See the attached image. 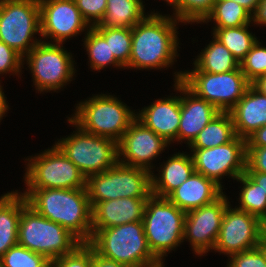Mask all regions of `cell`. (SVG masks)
Listing matches in <instances>:
<instances>
[{
    "mask_svg": "<svg viewBox=\"0 0 266 267\" xmlns=\"http://www.w3.org/2000/svg\"><path fill=\"white\" fill-rule=\"evenodd\" d=\"M179 22L182 23L174 16L153 11L134 25L131 55L126 69L158 70L172 66L179 56L177 55Z\"/></svg>",
    "mask_w": 266,
    "mask_h": 267,
    "instance_id": "1",
    "label": "cell"
},
{
    "mask_svg": "<svg viewBox=\"0 0 266 267\" xmlns=\"http://www.w3.org/2000/svg\"><path fill=\"white\" fill-rule=\"evenodd\" d=\"M21 194L35 212L60 224L81 243L92 239V207L86 188L26 189Z\"/></svg>",
    "mask_w": 266,
    "mask_h": 267,
    "instance_id": "2",
    "label": "cell"
},
{
    "mask_svg": "<svg viewBox=\"0 0 266 267\" xmlns=\"http://www.w3.org/2000/svg\"><path fill=\"white\" fill-rule=\"evenodd\" d=\"M89 244L101 256L131 267H159L150 251L142 221L92 230Z\"/></svg>",
    "mask_w": 266,
    "mask_h": 267,
    "instance_id": "3",
    "label": "cell"
},
{
    "mask_svg": "<svg viewBox=\"0 0 266 267\" xmlns=\"http://www.w3.org/2000/svg\"><path fill=\"white\" fill-rule=\"evenodd\" d=\"M115 95L97 94L76 104L69 119L83 131L115 140H121L136 113Z\"/></svg>",
    "mask_w": 266,
    "mask_h": 267,
    "instance_id": "4",
    "label": "cell"
},
{
    "mask_svg": "<svg viewBox=\"0 0 266 267\" xmlns=\"http://www.w3.org/2000/svg\"><path fill=\"white\" fill-rule=\"evenodd\" d=\"M185 216L168 198L151 195L146 202L142 222L147 244L162 264L167 253L184 241Z\"/></svg>",
    "mask_w": 266,
    "mask_h": 267,
    "instance_id": "5",
    "label": "cell"
},
{
    "mask_svg": "<svg viewBox=\"0 0 266 267\" xmlns=\"http://www.w3.org/2000/svg\"><path fill=\"white\" fill-rule=\"evenodd\" d=\"M149 170L117 162L108 170L91 175L86 189L91 207L97 202L119 198H149L152 182Z\"/></svg>",
    "mask_w": 266,
    "mask_h": 267,
    "instance_id": "6",
    "label": "cell"
},
{
    "mask_svg": "<svg viewBox=\"0 0 266 267\" xmlns=\"http://www.w3.org/2000/svg\"><path fill=\"white\" fill-rule=\"evenodd\" d=\"M18 244L50 261L71 253L81 242L60 224L26 206L20 215Z\"/></svg>",
    "mask_w": 266,
    "mask_h": 267,
    "instance_id": "7",
    "label": "cell"
},
{
    "mask_svg": "<svg viewBox=\"0 0 266 267\" xmlns=\"http://www.w3.org/2000/svg\"><path fill=\"white\" fill-rule=\"evenodd\" d=\"M174 74V82L181 81L197 97L211 103L220 112H230L251 84L240 67L221 74L190 70Z\"/></svg>",
    "mask_w": 266,
    "mask_h": 267,
    "instance_id": "8",
    "label": "cell"
},
{
    "mask_svg": "<svg viewBox=\"0 0 266 267\" xmlns=\"http://www.w3.org/2000/svg\"><path fill=\"white\" fill-rule=\"evenodd\" d=\"M27 189L86 188L87 178L54 144L40 154L26 158Z\"/></svg>",
    "mask_w": 266,
    "mask_h": 267,
    "instance_id": "9",
    "label": "cell"
},
{
    "mask_svg": "<svg viewBox=\"0 0 266 267\" xmlns=\"http://www.w3.org/2000/svg\"><path fill=\"white\" fill-rule=\"evenodd\" d=\"M68 122L76 131L59 139L55 145L86 178L104 172L118 162V143L115 140L87 133L69 118Z\"/></svg>",
    "mask_w": 266,
    "mask_h": 267,
    "instance_id": "10",
    "label": "cell"
},
{
    "mask_svg": "<svg viewBox=\"0 0 266 267\" xmlns=\"http://www.w3.org/2000/svg\"><path fill=\"white\" fill-rule=\"evenodd\" d=\"M73 56L63 44L41 41L23 57L29 67L33 84L40 93L57 92L68 85L76 73Z\"/></svg>",
    "mask_w": 266,
    "mask_h": 267,
    "instance_id": "11",
    "label": "cell"
},
{
    "mask_svg": "<svg viewBox=\"0 0 266 267\" xmlns=\"http://www.w3.org/2000/svg\"><path fill=\"white\" fill-rule=\"evenodd\" d=\"M38 33L40 35L39 0H0L2 42L24 57L42 41L34 36Z\"/></svg>",
    "mask_w": 266,
    "mask_h": 267,
    "instance_id": "12",
    "label": "cell"
},
{
    "mask_svg": "<svg viewBox=\"0 0 266 267\" xmlns=\"http://www.w3.org/2000/svg\"><path fill=\"white\" fill-rule=\"evenodd\" d=\"M195 172L213 180L221 188L222 176L236 180L246 170V140L236 136L232 141L208 149H190Z\"/></svg>",
    "mask_w": 266,
    "mask_h": 267,
    "instance_id": "13",
    "label": "cell"
},
{
    "mask_svg": "<svg viewBox=\"0 0 266 267\" xmlns=\"http://www.w3.org/2000/svg\"><path fill=\"white\" fill-rule=\"evenodd\" d=\"M229 204L224 212L214 251L230 257L262 244L261 220Z\"/></svg>",
    "mask_w": 266,
    "mask_h": 267,
    "instance_id": "14",
    "label": "cell"
},
{
    "mask_svg": "<svg viewBox=\"0 0 266 267\" xmlns=\"http://www.w3.org/2000/svg\"><path fill=\"white\" fill-rule=\"evenodd\" d=\"M39 7L42 41L49 38L48 43L64 44V41L91 28L74 0H39Z\"/></svg>",
    "mask_w": 266,
    "mask_h": 267,
    "instance_id": "15",
    "label": "cell"
},
{
    "mask_svg": "<svg viewBox=\"0 0 266 267\" xmlns=\"http://www.w3.org/2000/svg\"><path fill=\"white\" fill-rule=\"evenodd\" d=\"M229 204L228 197L223 193L214 202L186 212L183 240L190 242L195 254L204 256L210 250L212 252Z\"/></svg>",
    "mask_w": 266,
    "mask_h": 267,
    "instance_id": "16",
    "label": "cell"
},
{
    "mask_svg": "<svg viewBox=\"0 0 266 267\" xmlns=\"http://www.w3.org/2000/svg\"><path fill=\"white\" fill-rule=\"evenodd\" d=\"M168 144L135 118L118 142V162L152 172V161L169 146Z\"/></svg>",
    "mask_w": 266,
    "mask_h": 267,
    "instance_id": "17",
    "label": "cell"
},
{
    "mask_svg": "<svg viewBox=\"0 0 266 267\" xmlns=\"http://www.w3.org/2000/svg\"><path fill=\"white\" fill-rule=\"evenodd\" d=\"M174 90L180 92V125L178 129V142L185 140L188 146L194 141L201 130L220 111L211 103L197 97L181 81L175 82ZM181 94L183 96H181Z\"/></svg>",
    "mask_w": 266,
    "mask_h": 267,
    "instance_id": "18",
    "label": "cell"
},
{
    "mask_svg": "<svg viewBox=\"0 0 266 267\" xmlns=\"http://www.w3.org/2000/svg\"><path fill=\"white\" fill-rule=\"evenodd\" d=\"M180 109V95L168 96L139 110L136 118L170 145L174 141L178 142Z\"/></svg>",
    "mask_w": 266,
    "mask_h": 267,
    "instance_id": "19",
    "label": "cell"
},
{
    "mask_svg": "<svg viewBox=\"0 0 266 267\" xmlns=\"http://www.w3.org/2000/svg\"><path fill=\"white\" fill-rule=\"evenodd\" d=\"M148 198H119L97 202L92 207V230L142 221Z\"/></svg>",
    "mask_w": 266,
    "mask_h": 267,
    "instance_id": "20",
    "label": "cell"
},
{
    "mask_svg": "<svg viewBox=\"0 0 266 267\" xmlns=\"http://www.w3.org/2000/svg\"><path fill=\"white\" fill-rule=\"evenodd\" d=\"M230 114L236 135L246 140L266 125V96L250 84Z\"/></svg>",
    "mask_w": 266,
    "mask_h": 267,
    "instance_id": "21",
    "label": "cell"
},
{
    "mask_svg": "<svg viewBox=\"0 0 266 267\" xmlns=\"http://www.w3.org/2000/svg\"><path fill=\"white\" fill-rule=\"evenodd\" d=\"M223 189L213 180L194 172L167 198L179 209L188 212L217 200Z\"/></svg>",
    "mask_w": 266,
    "mask_h": 267,
    "instance_id": "22",
    "label": "cell"
},
{
    "mask_svg": "<svg viewBox=\"0 0 266 267\" xmlns=\"http://www.w3.org/2000/svg\"><path fill=\"white\" fill-rule=\"evenodd\" d=\"M163 164V165H162ZM160 165L159 174H151L152 195L167 198L194 172L191 154L178 152Z\"/></svg>",
    "mask_w": 266,
    "mask_h": 267,
    "instance_id": "23",
    "label": "cell"
},
{
    "mask_svg": "<svg viewBox=\"0 0 266 267\" xmlns=\"http://www.w3.org/2000/svg\"><path fill=\"white\" fill-rule=\"evenodd\" d=\"M15 191L0 197V257L18 244L20 215L28 205L25 196Z\"/></svg>",
    "mask_w": 266,
    "mask_h": 267,
    "instance_id": "24",
    "label": "cell"
},
{
    "mask_svg": "<svg viewBox=\"0 0 266 267\" xmlns=\"http://www.w3.org/2000/svg\"><path fill=\"white\" fill-rule=\"evenodd\" d=\"M146 16L142 0H107L104 18L93 27L132 28Z\"/></svg>",
    "mask_w": 266,
    "mask_h": 267,
    "instance_id": "25",
    "label": "cell"
},
{
    "mask_svg": "<svg viewBox=\"0 0 266 267\" xmlns=\"http://www.w3.org/2000/svg\"><path fill=\"white\" fill-rule=\"evenodd\" d=\"M193 64L194 68L191 71L214 74L234 71L240 67V63L231 52L214 36L205 49L201 50Z\"/></svg>",
    "mask_w": 266,
    "mask_h": 267,
    "instance_id": "26",
    "label": "cell"
},
{
    "mask_svg": "<svg viewBox=\"0 0 266 267\" xmlns=\"http://www.w3.org/2000/svg\"><path fill=\"white\" fill-rule=\"evenodd\" d=\"M230 112H220L198 134L189 149H208L232 141L236 137Z\"/></svg>",
    "mask_w": 266,
    "mask_h": 267,
    "instance_id": "27",
    "label": "cell"
},
{
    "mask_svg": "<svg viewBox=\"0 0 266 267\" xmlns=\"http://www.w3.org/2000/svg\"><path fill=\"white\" fill-rule=\"evenodd\" d=\"M250 24L240 27L212 28V35L218 39L240 63L257 42L255 34L248 30Z\"/></svg>",
    "mask_w": 266,
    "mask_h": 267,
    "instance_id": "28",
    "label": "cell"
},
{
    "mask_svg": "<svg viewBox=\"0 0 266 267\" xmlns=\"http://www.w3.org/2000/svg\"><path fill=\"white\" fill-rule=\"evenodd\" d=\"M209 20L215 21L213 28L240 27L251 24V14L235 1L216 0L202 23H208Z\"/></svg>",
    "mask_w": 266,
    "mask_h": 267,
    "instance_id": "29",
    "label": "cell"
},
{
    "mask_svg": "<svg viewBox=\"0 0 266 267\" xmlns=\"http://www.w3.org/2000/svg\"><path fill=\"white\" fill-rule=\"evenodd\" d=\"M85 34L84 46L88 54L90 68L95 71H100L108 65L114 67L124 68L110 52L109 41L94 28L91 27Z\"/></svg>",
    "mask_w": 266,
    "mask_h": 267,
    "instance_id": "30",
    "label": "cell"
},
{
    "mask_svg": "<svg viewBox=\"0 0 266 267\" xmlns=\"http://www.w3.org/2000/svg\"><path fill=\"white\" fill-rule=\"evenodd\" d=\"M236 180L242 183V187L238 198L239 207H235L261 220L266 215V194L245 172Z\"/></svg>",
    "mask_w": 266,
    "mask_h": 267,
    "instance_id": "31",
    "label": "cell"
},
{
    "mask_svg": "<svg viewBox=\"0 0 266 267\" xmlns=\"http://www.w3.org/2000/svg\"><path fill=\"white\" fill-rule=\"evenodd\" d=\"M106 41H109L110 52L124 67L128 66L131 55L132 28L94 27Z\"/></svg>",
    "mask_w": 266,
    "mask_h": 267,
    "instance_id": "32",
    "label": "cell"
},
{
    "mask_svg": "<svg viewBox=\"0 0 266 267\" xmlns=\"http://www.w3.org/2000/svg\"><path fill=\"white\" fill-rule=\"evenodd\" d=\"M216 0H173L169 5L173 8L176 19L184 24L201 23L211 12Z\"/></svg>",
    "mask_w": 266,
    "mask_h": 267,
    "instance_id": "33",
    "label": "cell"
},
{
    "mask_svg": "<svg viewBox=\"0 0 266 267\" xmlns=\"http://www.w3.org/2000/svg\"><path fill=\"white\" fill-rule=\"evenodd\" d=\"M51 261L42 254L35 253L26 247H11L0 257V267H50Z\"/></svg>",
    "mask_w": 266,
    "mask_h": 267,
    "instance_id": "34",
    "label": "cell"
},
{
    "mask_svg": "<svg viewBox=\"0 0 266 267\" xmlns=\"http://www.w3.org/2000/svg\"><path fill=\"white\" fill-rule=\"evenodd\" d=\"M240 69L250 83L266 74V47L259 40L240 62Z\"/></svg>",
    "mask_w": 266,
    "mask_h": 267,
    "instance_id": "35",
    "label": "cell"
},
{
    "mask_svg": "<svg viewBox=\"0 0 266 267\" xmlns=\"http://www.w3.org/2000/svg\"><path fill=\"white\" fill-rule=\"evenodd\" d=\"M227 267H266V243L231 255Z\"/></svg>",
    "mask_w": 266,
    "mask_h": 267,
    "instance_id": "36",
    "label": "cell"
},
{
    "mask_svg": "<svg viewBox=\"0 0 266 267\" xmlns=\"http://www.w3.org/2000/svg\"><path fill=\"white\" fill-rule=\"evenodd\" d=\"M52 267H91V245L79 244L71 253L51 260Z\"/></svg>",
    "mask_w": 266,
    "mask_h": 267,
    "instance_id": "37",
    "label": "cell"
},
{
    "mask_svg": "<svg viewBox=\"0 0 266 267\" xmlns=\"http://www.w3.org/2000/svg\"><path fill=\"white\" fill-rule=\"evenodd\" d=\"M25 61L23 56L20 55L16 50L7 46L4 42L0 40V75L5 73L10 75L21 74V69L24 67Z\"/></svg>",
    "mask_w": 266,
    "mask_h": 267,
    "instance_id": "38",
    "label": "cell"
},
{
    "mask_svg": "<svg viewBox=\"0 0 266 267\" xmlns=\"http://www.w3.org/2000/svg\"><path fill=\"white\" fill-rule=\"evenodd\" d=\"M82 17L93 27L104 18L107 0H74Z\"/></svg>",
    "mask_w": 266,
    "mask_h": 267,
    "instance_id": "39",
    "label": "cell"
},
{
    "mask_svg": "<svg viewBox=\"0 0 266 267\" xmlns=\"http://www.w3.org/2000/svg\"><path fill=\"white\" fill-rule=\"evenodd\" d=\"M245 172L266 173V147H247Z\"/></svg>",
    "mask_w": 266,
    "mask_h": 267,
    "instance_id": "40",
    "label": "cell"
},
{
    "mask_svg": "<svg viewBox=\"0 0 266 267\" xmlns=\"http://www.w3.org/2000/svg\"><path fill=\"white\" fill-rule=\"evenodd\" d=\"M91 267H131L114 260L107 259L98 254L91 246Z\"/></svg>",
    "mask_w": 266,
    "mask_h": 267,
    "instance_id": "41",
    "label": "cell"
},
{
    "mask_svg": "<svg viewBox=\"0 0 266 267\" xmlns=\"http://www.w3.org/2000/svg\"><path fill=\"white\" fill-rule=\"evenodd\" d=\"M247 147H266V125L259 128L246 139Z\"/></svg>",
    "mask_w": 266,
    "mask_h": 267,
    "instance_id": "42",
    "label": "cell"
},
{
    "mask_svg": "<svg viewBox=\"0 0 266 267\" xmlns=\"http://www.w3.org/2000/svg\"><path fill=\"white\" fill-rule=\"evenodd\" d=\"M251 23L266 26V0H260L255 12L251 15Z\"/></svg>",
    "mask_w": 266,
    "mask_h": 267,
    "instance_id": "43",
    "label": "cell"
},
{
    "mask_svg": "<svg viewBox=\"0 0 266 267\" xmlns=\"http://www.w3.org/2000/svg\"><path fill=\"white\" fill-rule=\"evenodd\" d=\"M256 184L260 185L261 190L266 194V173L245 172Z\"/></svg>",
    "mask_w": 266,
    "mask_h": 267,
    "instance_id": "44",
    "label": "cell"
},
{
    "mask_svg": "<svg viewBox=\"0 0 266 267\" xmlns=\"http://www.w3.org/2000/svg\"><path fill=\"white\" fill-rule=\"evenodd\" d=\"M240 4L245 8L251 15L255 12L260 0H231Z\"/></svg>",
    "mask_w": 266,
    "mask_h": 267,
    "instance_id": "45",
    "label": "cell"
},
{
    "mask_svg": "<svg viewBox=\"0 0 266 267\" xmlns=\"http://www.w3.org/2000/svg\"><path fill=\"white\" fill-rule=\"evenodd\" d=\"M259 92L266 96V74L259 76L251 83Z\"/></svg>",
    "mask_w": 266,
    "mask_h": 267,
    "instance_id": "46",
    "label": "cell"
},
{
    "mask_svg": "<svg viewBox=\"0 0 266 267\" xmlns=\"http://www.w3.org/2000/svg\"><path fill=\"white\" fill-rule=\"evenodd\" d=\"M9 109L8 104H0V122Z\"/></svg>",
    "mask_w": 266,
    "mask_h": 267,
    "instance_id": "47",
    "label": "cell"
},
{
    "mask_svg": "<svg viewBox=\"0 0 266 267\" xmlns=\"http://www.w3.org/2000/svg\"><path fill=\"white\" fill-rule=\"evenodd\" d=\"M1 84V83H0ZM2 86L0 85V104H8Z\"/></svg>",
    "mask_w": 266,
    "mask_h": 267,
    "instance_id": "48",
    "label": "cell"
},
{
    "mask_svg": "<svg viewBox=\"0 0 266 267\" xmlns=\"http://www.w3.org/2000/svg\"><path fill=\"white\" fill-rule=\"evenodd\" d=\"M261 234H266V215L261 219Z\"/></svg>",
    "mask_w": 266,
    "mask_h": 267,
    "instance_id": "49",
    "label": "cell"
},
{
    "mask_svg": "<svg viewBox=\"0 0 266 267\" xmlns=\"http://www.w3.org/2000/svg\"><path fill=\"white\" fill-rule=\"evenodd\" d=\"M262 241L266 243V234H261Z\"/></svg>",
    "mask_w": 266,
    "mask_h": 267,
    "instance_id": "50",
    "label": "cell"
},
{
    "mask_svg": "<svg viewBox=\"0 0 266 267\" xmlns=\"http://www.w3.org/2000/svg\"><path fill=\"white\" fill-rule=\"evenodd\" d=\"M167 2V4H170L173 0H164Z\"/></svg>",
    "mask_w": 266,
    "mask_h": 267,
    "instance_id": "51",
    "label": "cell"
}]
</instances>
